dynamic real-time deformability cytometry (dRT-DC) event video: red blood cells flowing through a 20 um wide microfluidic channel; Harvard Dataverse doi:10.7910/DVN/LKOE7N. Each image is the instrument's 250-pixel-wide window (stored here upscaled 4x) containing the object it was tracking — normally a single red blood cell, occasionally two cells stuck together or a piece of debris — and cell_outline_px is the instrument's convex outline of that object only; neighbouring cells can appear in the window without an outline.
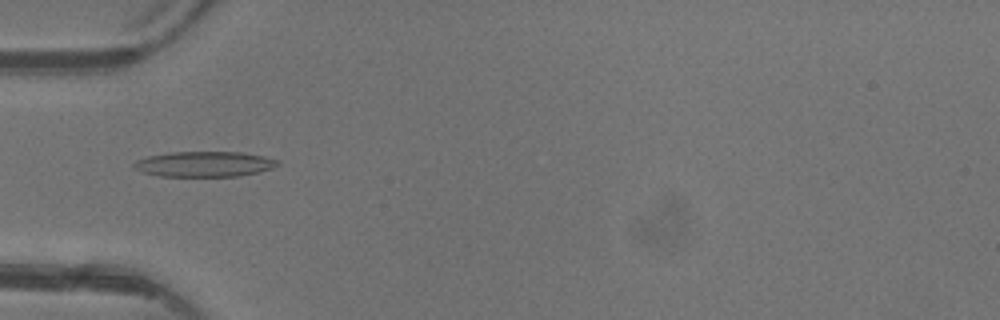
{"species": "common noctule bat (a hibernating species)", "species_latin": "Nyctalus noctula", "temperature_condition": "warm", "stored_images_in_passage": 5, "camera_frame_rate_fps": 3000, "um_per_image_px": 0.085, "animal": {"sex": "female"}, "frame": {"image": 1, "passage_image": 4, "time_ms": 5.0, "image_size_px": [1000, 320], "cell_outline_px": [[280, 164], [272, 168], [260, 172], [240, 176], [160, 176], [144, 172], [132, 168], [132, 164], [136, 160], [148, 156], [168, 152], [240, 152], [264, 156], [280, 160]], "centroid_in_image_um": [17.39, 13.94], "position_along_channel_um": 67.6, "area_um2": 21.39}}
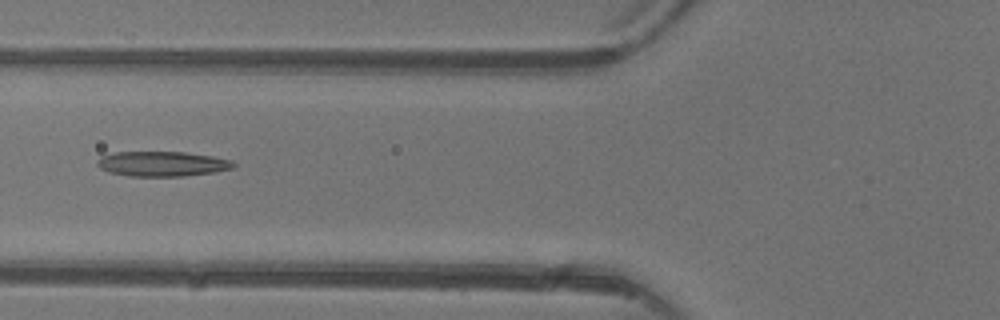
{"frame": {"image": 2, "passage_image": 5, "time_ms": 6.0, "image_size_px": [1000, 320], "cell_outline_px": [[236, 164], [232, 168], [216, 172], [184, 176], [128, 176], [108, 172], [100, 168], [96, 164], [96, 160], [100, 156], [116, 152], [184, 152], [212, 156], [232, 160]], "centroid_in_image_um": [13.77, 13.93], "position_along_channel_um": 112.0, "area_um2": 19.94}}